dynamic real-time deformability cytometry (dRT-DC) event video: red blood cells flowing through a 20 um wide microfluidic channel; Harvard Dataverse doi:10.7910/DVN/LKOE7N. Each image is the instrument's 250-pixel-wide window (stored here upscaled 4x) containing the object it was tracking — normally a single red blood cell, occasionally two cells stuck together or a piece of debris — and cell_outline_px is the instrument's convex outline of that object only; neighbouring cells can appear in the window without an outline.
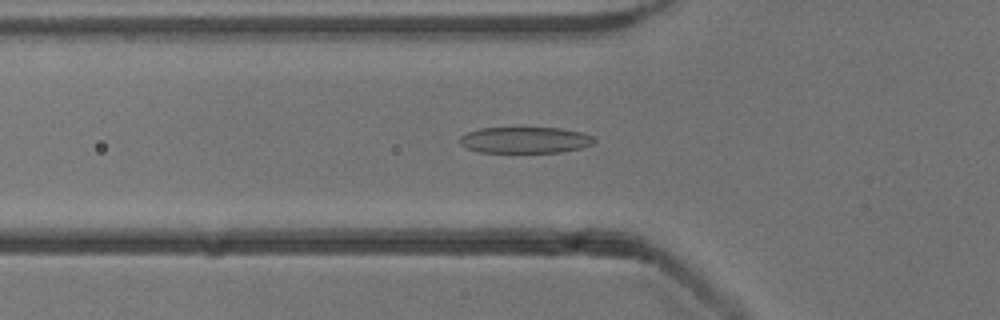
{"species": "common noctule bat (a hibernating species)", "species_latin": "Nyctalus noctula", "temperature_condition": "cold", "stored_images_in_passage": 53, "camera_frame_rate_fps": 3000, "um_per_image_px": 0.085, "animal": {"sex": "male", "body_mass_g": 13.3}, "frame": {"image": 1, "passage_image": 18, "time_ms": 5.667, "image_size_px": [1000, 320], "cell_outline_px": [[596, 140], [592, 144], [580, 148], [560, 152], [480, 152], [468, 148], [460, 144], [460, 136], [468, 132], [480, 128], [560, 128], [580, 132], [592, 136]], "centroid_in_image_um": [44.62, 11.9], "position_along_channel_um": 81.2, "area_um2": 20.35}}
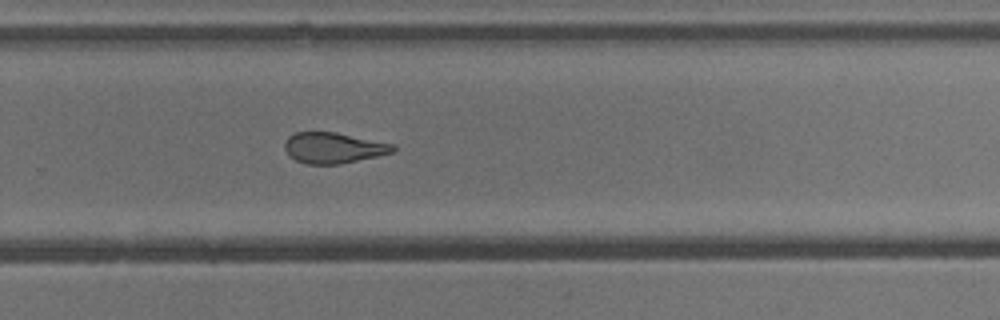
{"frame": {"image": 2, "passage_image": 35, "time_ms": 11.333, "image_size_px": [1000, 320], "cell_outline_px": [[396, 148], [392, 152], [376, 156], [340, 164], [308, 164], [296, 160], [288, 156], [284, 148], [284, 144], [288, 136], [296, 132], [336, 132], [396, 144]], "centroid_in_image_um": [28.33, 12.56], "position_along_channel_um": 301.5, "area_um2": 19.48}}
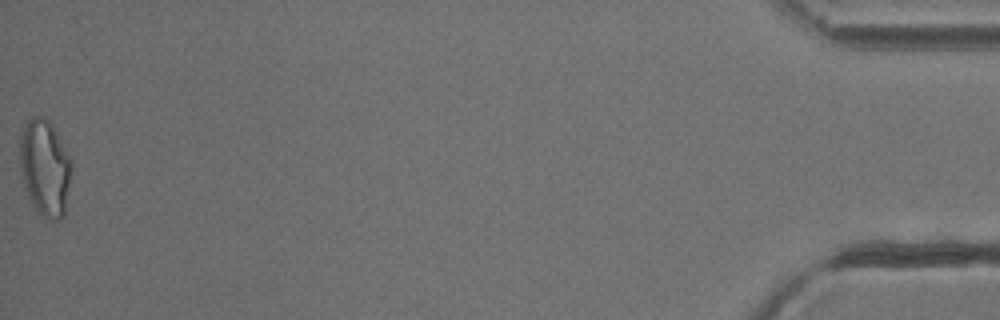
{"frame": {"image": 3, "passage_image": 53, "time_ms": 17.333, "image_size_px": [1000, 320], "cell_outline_px": [[72, 168], [64, 216], [60, 220], [48, 220], [32, 204], [24, 188], [20, 172], [20, 136], [28, 120], [32, 116], [44, 116], [48, 120], [56, 132], [72, 160]], "centroid_in_image_um": [3.82, 14.27], "position_along_channel_um": 431.4, "area_um2": 29.07}, "authors_computed_cell_mechanics": {"area_um2": 21.675, "velocity_mm_per_s": 3.8765, "shape_relaxation_time_tau1_ms": 4.6418, "shape_relaxation_time_tau2_ms": 1.7628, "deformation_change_tau1": 0.1609, "deformation_change_tau2": 0.108}}